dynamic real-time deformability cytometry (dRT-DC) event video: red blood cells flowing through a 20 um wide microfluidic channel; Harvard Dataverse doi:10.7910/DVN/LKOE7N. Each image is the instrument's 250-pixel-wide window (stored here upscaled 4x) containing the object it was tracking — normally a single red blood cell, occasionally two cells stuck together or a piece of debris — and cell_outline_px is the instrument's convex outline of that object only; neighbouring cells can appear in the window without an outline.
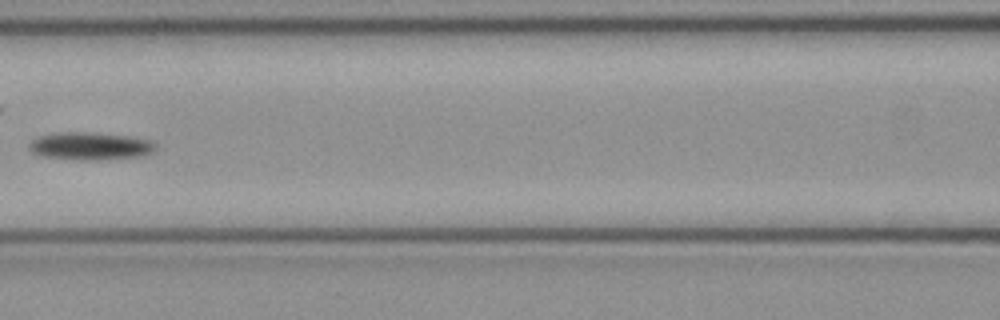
{"species": "common noctule bat (a hibernating species)", "species_latin": "Nyctalus noctula", "temperature_condition": "cold", "stored_images_in_passage": 4, "camera_frame_rate_fps": 3000, "um_per_image_px": 0.085, "animal": {"sex": "female", "body_mass_g": 21.9}, "frame": {"image": 1, "passage_image": 4, "time_ms": 1.0, "image_size_px": [1000, 320], "cell_outline_px": [[156, 148], [152, 152], [144, 156], [96, 160], [80, 160], [40, 156], [32, 152], [28, 148], [28, 144], [32, 140], [40, 136], [56, 132], [96, 132], [136, 136], [152, 140], [156, 144]], "centroid_in_image_um": [7.71, 12.4], "position_along_channel_um": 158.9, "area_um2": 20.92}}